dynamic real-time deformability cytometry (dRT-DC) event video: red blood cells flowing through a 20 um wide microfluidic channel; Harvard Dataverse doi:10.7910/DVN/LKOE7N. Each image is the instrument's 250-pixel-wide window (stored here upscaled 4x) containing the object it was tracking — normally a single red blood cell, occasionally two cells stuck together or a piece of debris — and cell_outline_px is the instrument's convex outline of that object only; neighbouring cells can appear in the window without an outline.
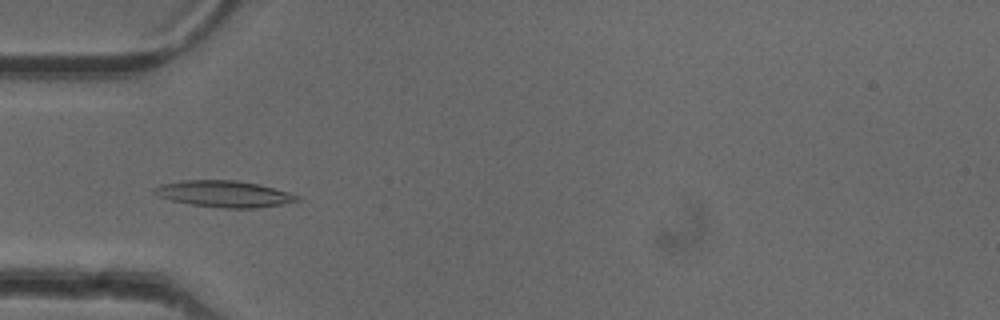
{"species": "common noctule bat (a hibernating species)", "species_latin": "Nyctalus noctula", "temperature_condition": "cold", "stored_images_in_passage": 40, "camera_frame_rate_fps": 3000, "um_per_image_px": 0.085, "animal": {"sex": "female"}, "frame": {"image": 1, "passage_image": 5, "time_ms": 1.333, "image_size_px": [1000, 320], "cell_outline_px": [[300, 200], [280, 204], [256, 208], [224, 208], [192, 204], [172, 200], [160, 196], [152, 192], [152, 188], [160, 184], [180, 180], [236, 180], [260, 184], [288, 192], [300, 196]], "centroid_in_image_um": [19.03, 16.46], "position_along_channel_um": 66.0, "area_um2": 21.91}}
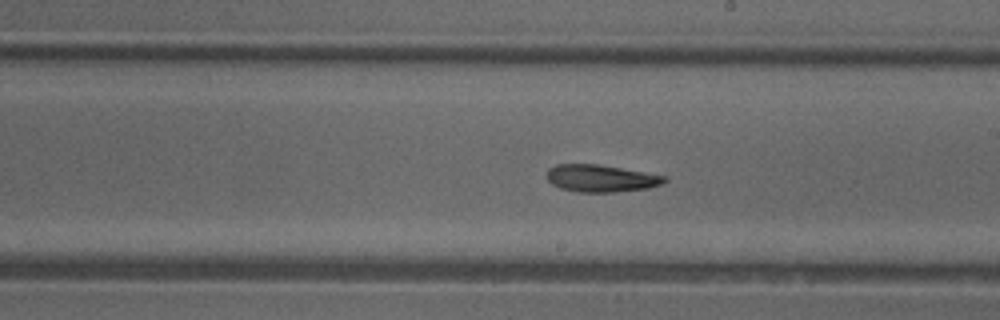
{"frame": {"image": 2, "passage_image": 18, "time_ms": 5.667, "image_size_px": [1000, 320], "cell_outline_px": [[668, 180], [664, 184], [648, 188], [616, 192], [580, 192], [560, 188], [552, 184], [544, 176], [548, 168], [556, 164], [600, 164], [668, 176]], "centroid_in_image_um": [51.09, 15.15], "position_along_channel_um": 237.9, "area_um2": 19.02}}
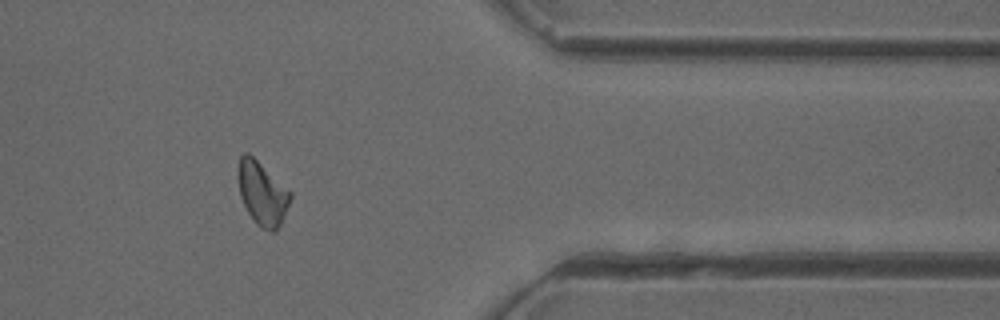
{"frame": {"image": 3, "passage_image": 31, "time_ms": 10.0, "image_size_px": [1000, 320], "cell_outline_px": [[292, 196], [280, 224], [276, 232], [272, 232], [260, 228], [256, 224], [248, 212], [240, 196], [236, 176], [240, 156], [244, 152], [248, 152], [292, 192]], "centroid_in_image_um": [22.27, 16.43], "position_along_channel_um": 389.1, "area_um2": 19.42}, "authors_computed_cell_mechanics": {"area_um2": 19.2185, "velocity_mm_per_s": 3.9807, "shape_relaxation_time_tau1_ms": null, "shape_relaxation_time_tau2_ms": 10.1854, "deformation_change_tau1": null, "deformation_change_tau2": 0.2161}}